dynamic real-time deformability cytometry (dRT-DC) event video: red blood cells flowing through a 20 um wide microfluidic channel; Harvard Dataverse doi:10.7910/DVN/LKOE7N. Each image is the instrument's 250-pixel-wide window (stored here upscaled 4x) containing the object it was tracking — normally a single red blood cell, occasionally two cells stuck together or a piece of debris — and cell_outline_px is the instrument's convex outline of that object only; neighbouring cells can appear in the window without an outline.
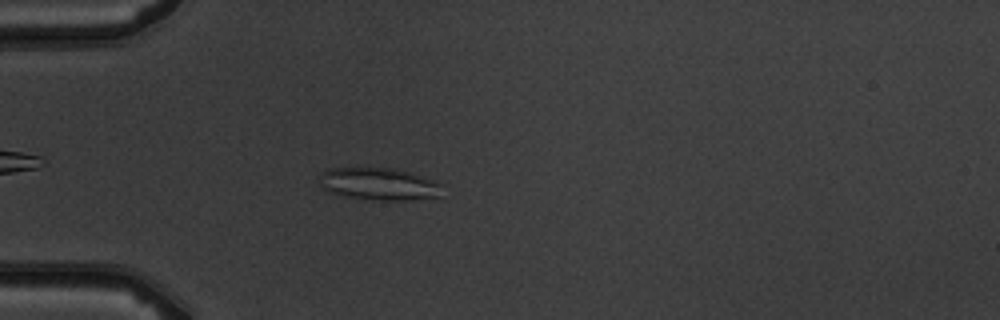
{"species": "common noctule bat (a hibernating species)", "species_latin": "Nyctalus noctula", "temperature_condition": "warm", "stored_images_in_passage": 5, "camera_frame_rate_fps": 3000, "um_per_image_px": 0.085, "animal": {"sex": "male", "body_mass_g": 19.5, "forearm_length_mm": 54.6}, "frame": {"image": 1, "passage_image": 5, "time_ms": 4.667, "image_size_px": [1000, 320], "cell_outline_px": [[448, 184], [440, 196], [408, 200], [368, 200], [348, 196], [332, 192], [324, 188], [320, 184], [320, 172], [328, 168], [388, 168], [408, 172]], "centroid_in_image_um": [32.29, 15.64], "position_along_channel_um": 52.7, "area_um2": 23.29}}